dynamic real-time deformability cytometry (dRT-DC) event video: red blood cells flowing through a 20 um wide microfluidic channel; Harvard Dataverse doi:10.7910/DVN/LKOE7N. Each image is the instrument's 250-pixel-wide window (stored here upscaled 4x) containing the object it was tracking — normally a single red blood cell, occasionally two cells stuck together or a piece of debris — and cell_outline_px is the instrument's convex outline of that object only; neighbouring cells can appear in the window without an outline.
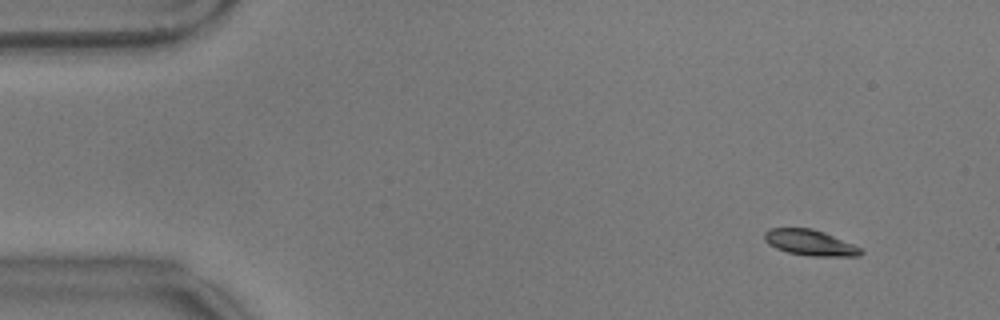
{"species": "common noctule bat (a hibernating species)", "species_latin": "Nyctalus noctula", "temperature_condition": "warm", "stored_images_in_passage": 58, "camera_frame_rate_fps": 3000, "um_per_image_px": 0.085, "animal": {"sex": "male", "body_mass_g": 17.9}, "frame": {"image": 1, "passage_image": 6, "time_ms": 1.667, "image_size_px": [1000, 320], "cell_outline_px": [[864, 252], [860, 256], [812, 256], [788, 252], [776, 248], [768, 244], [764, 240], [764, 232], [768, 228], [812, 228], [824, 232], [852, 244], [860, 248]], "centroid_in_image_um": [68.82, 20.62], "position_along_channel_um": 16.2, "area_um2": 14.39}}
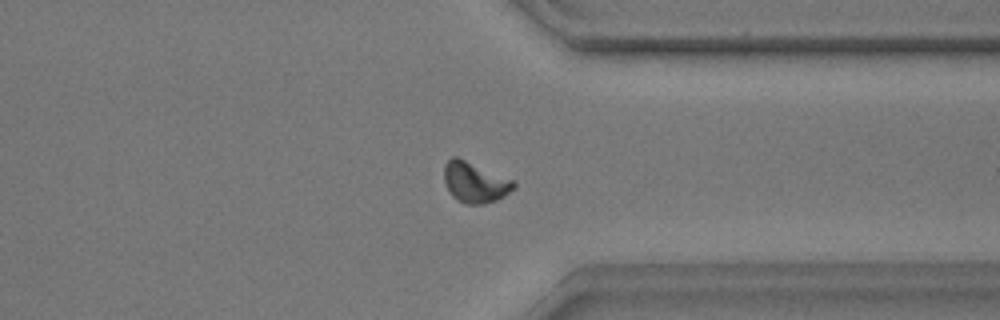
{"frame": {"image": 2, "passage_image": 45, "time_ms": 14.667, "image_size_px": [1000, 320], "cell_outline_px": [[516, 188], [504, 196], [496, 200], [480, 204], [464, 204], [456, 200], [452, 196], [444, 180], [444, 164], [452, 156], [456, 156], [516, 180]], "centroid_in_image_um": [40.39, 15.49], "position_along_channel_um": 371.0, "area_um2": 16.7}}
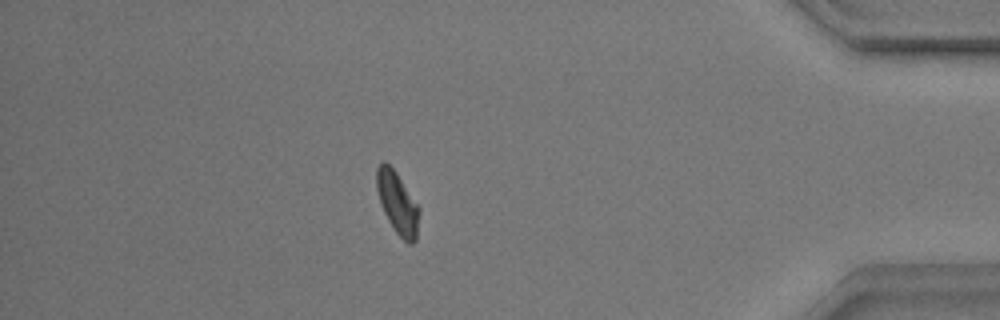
{"frame": {"image": 3, "passage_image": 51, "time_ms": 16.667, "image_size_px": [1000, 320], "cell_outline_px": [[420, 212], [416, 240], [412, 244], [408, 244], [396, 232], [388, 220], [380, 204], [376, 188], [376, 168], [384, 160], [396, 172], [420, 208]], "centroid_in_image_um": [33.78, 17.26], "position_along_channel_um": 401.4, "area_um2": 15.37}, "authors_computed_cell_mechanics": {"area_um2": 15.1436, "velocity_mm_per_s": 3.5107, "shape_relaxation_time_tau1_ms": 3.3702, "shape_relaxation_time_tau2_ms": 0.9577, "deformation_change_tau1": 0.1223, "deformation_change_tau2": 0.0462}}